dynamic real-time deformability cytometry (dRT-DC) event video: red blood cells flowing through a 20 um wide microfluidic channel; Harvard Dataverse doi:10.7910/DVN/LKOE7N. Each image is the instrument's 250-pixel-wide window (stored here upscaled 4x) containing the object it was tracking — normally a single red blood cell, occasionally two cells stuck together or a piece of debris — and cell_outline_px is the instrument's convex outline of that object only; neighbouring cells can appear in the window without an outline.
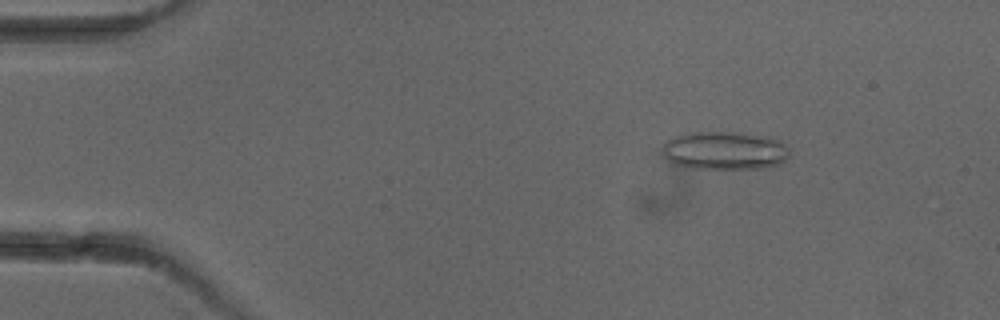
{"species": "common noctule bat (a hibernating species)", "species_latin": "Nyctalus noctula", "temperature_condition": "cold", "stored_images_in_passage": 5, "camera_frame_rate_fps": 3000, "um_per_image_px": 0.085, "animal": {"sex": "female"}, "frame": {"image": 1, "passage_image": 3, "time_ms": 2.333, "image_size_px": [1000, 320], "cell_outline_px": [[788, 156], [780, 164], [764, 168], [692, 168], [676, 164], [668, 160], [660, 152], [664, 144], [668, 140], [676, 136], [688, 132], [740, 132], [780, 140], [788, 148]], "centroid_in_image_um": [61.57, 12.79], "position_along_channel_um": 23.4, "area_um2": 28.21}}